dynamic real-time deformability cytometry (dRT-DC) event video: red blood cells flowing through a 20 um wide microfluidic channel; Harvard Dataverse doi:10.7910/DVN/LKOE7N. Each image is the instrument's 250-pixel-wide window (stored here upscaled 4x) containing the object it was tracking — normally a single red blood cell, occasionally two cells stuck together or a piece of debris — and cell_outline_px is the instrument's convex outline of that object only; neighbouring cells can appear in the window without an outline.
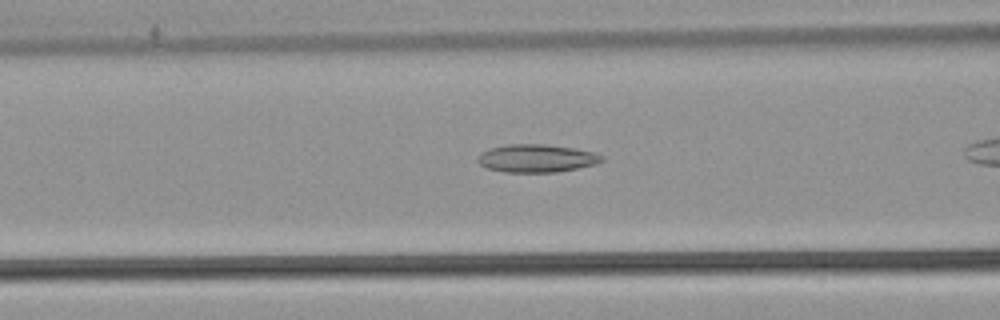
{"species": "common noctule bat (a hibernating species)", "species_latin": "Nyctalus noctula", "temperature_condition": "warm", "stored_images_in_passage": 21, "camera_frame_rate_fps": 3000, "um_per_image_px": 0.085, "animal": {"sex": "male", "body_mass_g": 21.5, "forearm_length_mm": 52.0}, "frame": {"image": 1, "passage_image": 7, "time_ms": 2.0, "image_size_px": [1000, 320], "cell_outline_px": [[604, 160], [596, 164], [556, 172], [504, 172], [488, 168], [480, 164], [476, 160], [480, 152], [488, 148], [508, 144], [544, 144], [576, 148], [592, 152], [604, 156]], "centroid_in_image_um": [45.59, 13.45], "position_along_channel_um": 121.0, "area_um2": 20.29}}
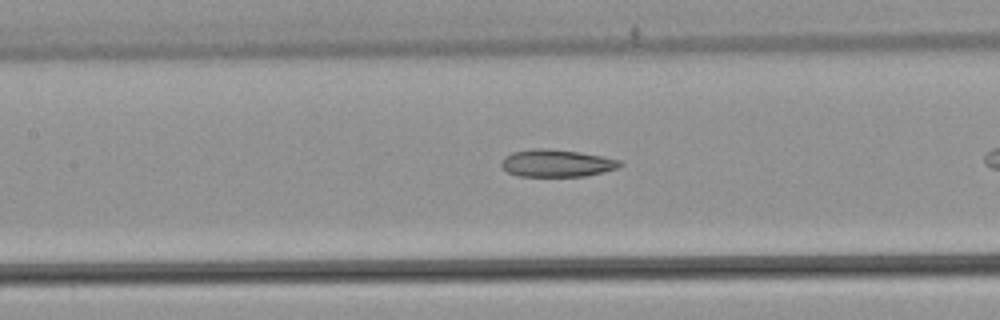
{"frame": {"image": 2, "passage_image": 10, "time_ms": 3.0, "image_size_px": [1000, 320], "cell_outline_px": [[624, 164], [616, 168], [604, 172], [584, 176], [516, 176], [508, 172], [500, 164], [500, 160], [504, 156], [512, 152], [532, 148], [544, 148], [580, 152], [604, 156], [620, 160]], "centroid_in_image_um": [47.3, 13.86], "position_along_channel_um": 160.1, "area_um2": 19.07}}